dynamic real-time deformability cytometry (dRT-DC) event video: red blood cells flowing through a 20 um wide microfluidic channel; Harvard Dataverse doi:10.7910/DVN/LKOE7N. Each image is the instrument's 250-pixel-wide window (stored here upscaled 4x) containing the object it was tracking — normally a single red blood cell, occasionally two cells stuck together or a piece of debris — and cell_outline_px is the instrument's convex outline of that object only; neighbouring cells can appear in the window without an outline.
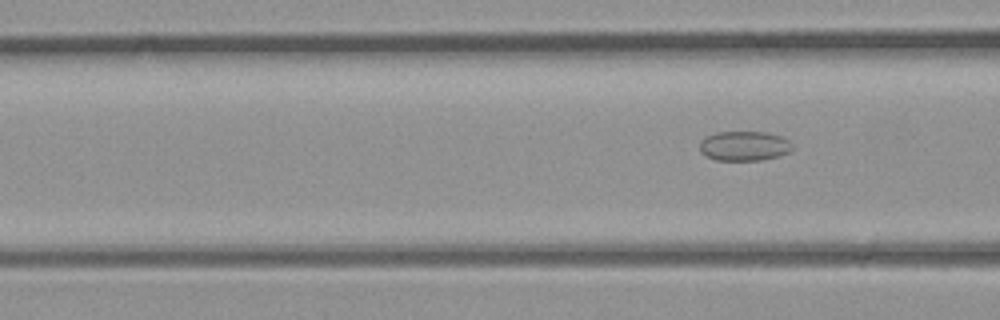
{"species": "common noctule bat (a hibernating species)", "species_latin": "Nyctalus noctula", "temperature_condition": "room temperature", "stored_images_in_passage": 6, "camera_frame_rate_fps": 3000, "um_per_image_px": 0.085, "animal": {"sex": "male", "body_mass_g": 23.1, "forearm_length_mm": 52.7}, "frame": {"image": 1, "passage_image": 6, "time_ms": 1.667, "image_size_px": [1000, 320], "cell_outline_px": [[792, 148], [788, 152], [780, 156], [760, 160], [716, 160], [700, 152], [700, 140], [716, 132], [768, 132], [780, 136], [788, 140], [792, 144]], "centroid_in_image_um": [63.26, 12.4], "position_along_channel_um": 103.3, "area_um2": 15.95}}